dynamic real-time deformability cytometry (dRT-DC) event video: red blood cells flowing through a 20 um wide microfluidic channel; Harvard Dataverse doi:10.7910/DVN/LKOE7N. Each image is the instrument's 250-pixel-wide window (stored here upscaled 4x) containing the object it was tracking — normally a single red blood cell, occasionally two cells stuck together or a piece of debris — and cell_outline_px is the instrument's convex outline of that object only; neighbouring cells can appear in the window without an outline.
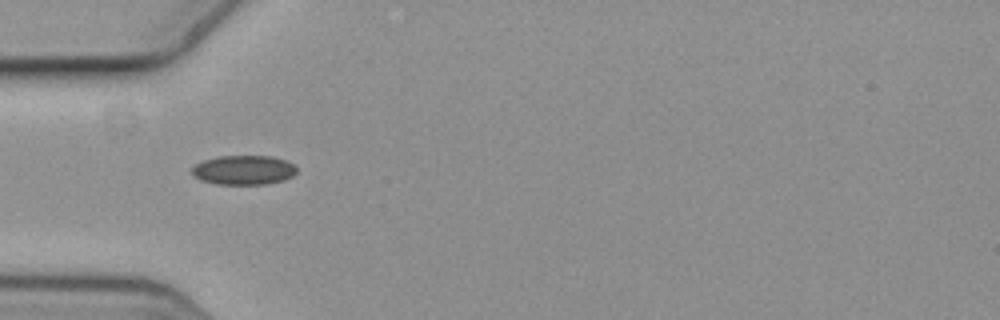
{"species": "common noctule bat (a hibernating species)", "species_latin": "Nyctalus noctula", "temperature_condition": "cold", "stored_images_in_passage": 2, "camera_frame_rate_fps": 3000, "um_per_image_px": 0.085, "animal": {"sex": "female", "body_mass_g": 19.3, "forearm_length_mm": 54.1}, "frame": {"image": 1, "passage_image": 1, "time_ms": 0.0, "image_size_px": [1000, 320], "cell_outline_px": [[296, 172], [292, 176], [284, 180], [268, 184], [216, 184], [200, 180], [192, 176], [192, 168], [196, 164], [204, 160], [220, 156], [272, 156], [288, 160], [296, 168]], "centroid_in_image_um": [20.71, 14.45], "position_along_channel_um": 64.3, "area_um2": 18.03}}
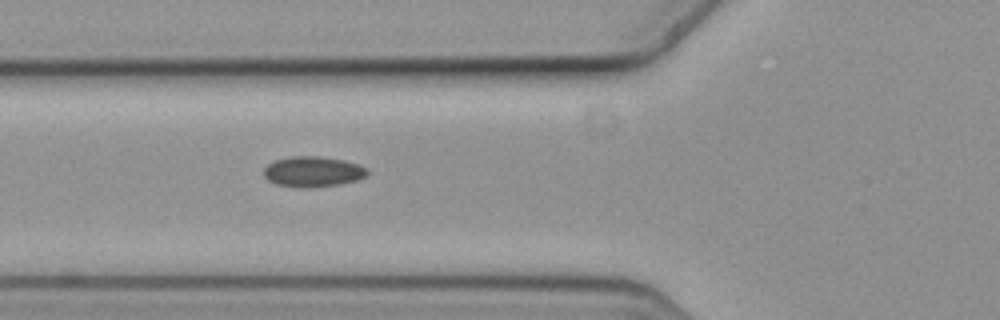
{"frame": {"image": 2, "passage_image": 2, "time_ms": 0.333, "image_size_px": [1000, 320], "cell_outline_px": [[368, 172], [364, 176], [356, 180], [340, 184], [308, 188], [300, 188], [276, 184], [268, 180], [264, 176], [264, 168], [268, 164], [276, 160], [292, 156], [320, 156], [344, 160], [360, 164], [368, 168]], "centroid_in_image_um": [26.6, 14.59], "position_along_channel_um": 99.2, "area_um2": 18.44}}